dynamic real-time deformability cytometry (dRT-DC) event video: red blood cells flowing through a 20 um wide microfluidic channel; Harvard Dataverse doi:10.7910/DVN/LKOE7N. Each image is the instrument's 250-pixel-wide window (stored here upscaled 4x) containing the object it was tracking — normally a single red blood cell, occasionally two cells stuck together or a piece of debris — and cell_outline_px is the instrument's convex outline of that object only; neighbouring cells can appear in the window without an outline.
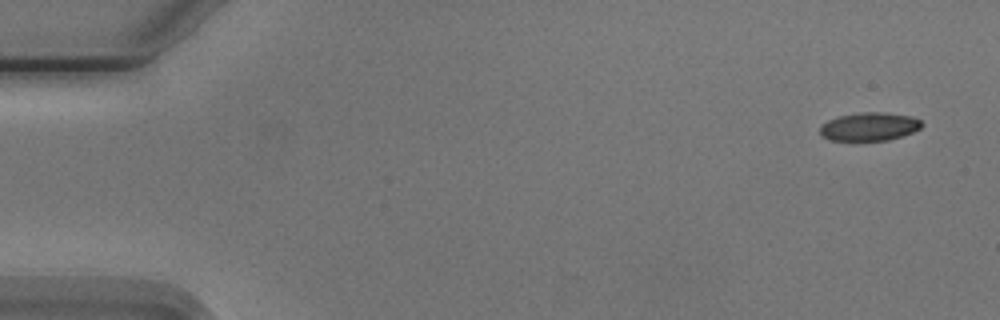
{"species": "Egyptian fruit bat (a non-hibernating species)", "species_latin": "Rousettus aegyptiacus", "temperature_condition": "cold", "stored_images_in_passage": 6, "camera_frame_rate_fps": 3000, "um_per_image_px": 0.085, "animal": {"sex": "male"}, "frame": {"image": 1, "passage_image": 1, "time_ms": 0.0, "image_size_px": [1000, 320], "cell_outline_px": [[924, 124], [920, 128], [912, 132], [888, 140], [828, 140], [820, 136], [820, 124], [828, 120], [840, 116], [864, 112], [884, 112], [912, 116], [920, 120]], "centroid_in_image_um": [73.87, 10.76], "position_along_channel_um": 11.1, "area_um2": 16.76}}
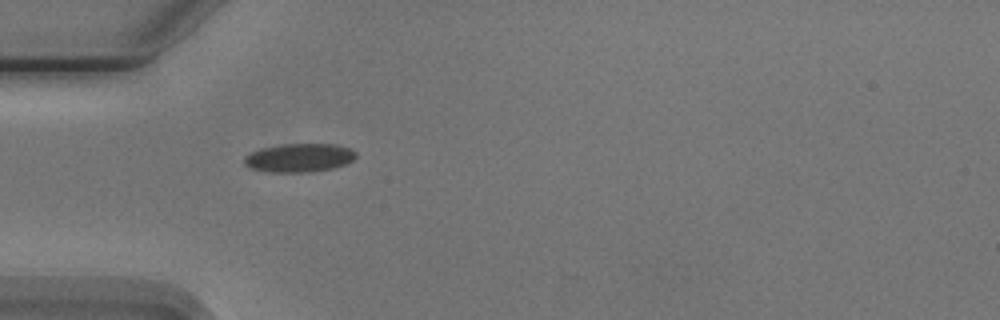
{"frame": {"image": 2, "passage_image": 5, "time_ms": 4.667, "image_size_px": [1000, 320], "cell_outline_px": [[356, 156], [352, 160], [344, 164], [332, 168], [308, 172], [268, 172], [252, 168], [244, 164], [244, 156], [252, 152], [264, 148], [284, 144], [336, 144], [348, 148], [356, 152]], "centroid_in_image_um": [25.43, 13.41], "position_along_channel_um": 59.6, "area_um2": 18.32}}
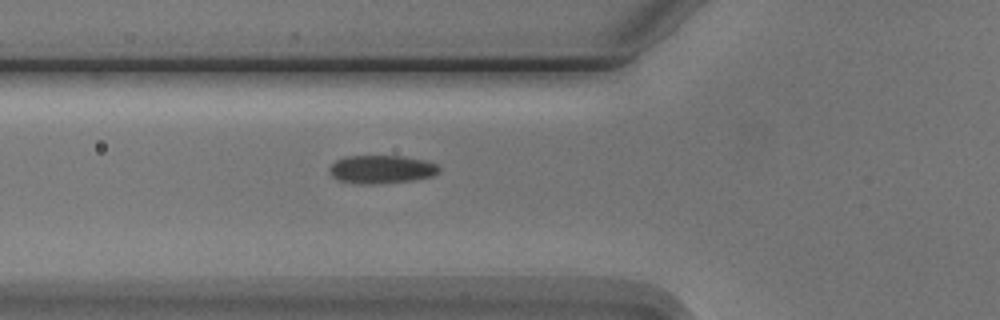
{"frame": {"image": 3, "passage_image": 6, "time_ms": 5.667, "image_size_px": [1000, 320], "cell_outline_px": [[440, 172], [432, 176], [412, 180], [380, 184], [356, 184], [336, 180], [328, 172], [328, 168], [336, 160], [344, 156], [404, 156], [424, 160], [436, 164], [440, 168]], "centroid_in_image_um": [32.38, 14.4], "position_along_channel_um": 93.4, "area_um2": 18.32}}